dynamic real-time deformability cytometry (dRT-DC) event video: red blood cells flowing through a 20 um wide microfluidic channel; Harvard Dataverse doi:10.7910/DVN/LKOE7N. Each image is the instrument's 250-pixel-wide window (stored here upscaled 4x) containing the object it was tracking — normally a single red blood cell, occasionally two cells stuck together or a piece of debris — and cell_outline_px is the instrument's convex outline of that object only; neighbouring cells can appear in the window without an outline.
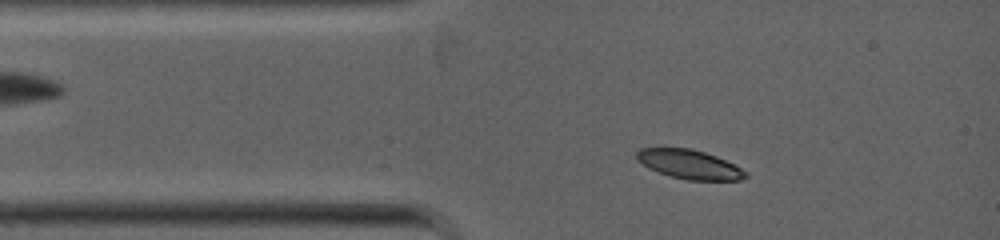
{"species": "common noctule bat (a hibernating species)", "species_latin": "Nyctalus noctula", "temperature_condition": "warm", "stored_images_in_passage": 33, "camera_frame_rate_fps": 5000, "um_per_image_px": 0.085, "animal": {"sex": "female", "body_mass_g": 19.0, "forearm_length_mm": 53.3}, "frame": {"image": 1, "passage_image": 3, "time_ms": 0.8, "image_size_px": [1000, 240], "cell_outline_px": [[748, 176], [740, 180], [688, 180], [672, 176], [648, 168], [636, 160], [636, 152], [640, 148], [692, 148], [716, 156], [748, 172]], "centroid_in_image_um": [58.58, 13.96], "position_along_channel_um": 26.4, "area_um2": 18.32}}
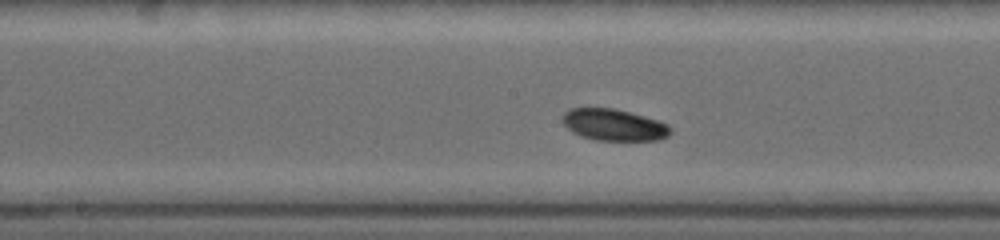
{"frame": {"image": 2, "passage_image": 12, "time_ms": 4.6, "image_size_px": [1000, 240], "cell_outline_px": [[672, 132], [668, 136], [660, 140], [596, 140], [580, 136], [572, 132], [560, 120], [564, 112], [568, 108], [616, 108], [660, 120], [668, 124], [672, 128]], "centroid_in_image_um": [52.19, 10.6], "position_along_channel_um": 196.0, "area_um2": 20.29}}
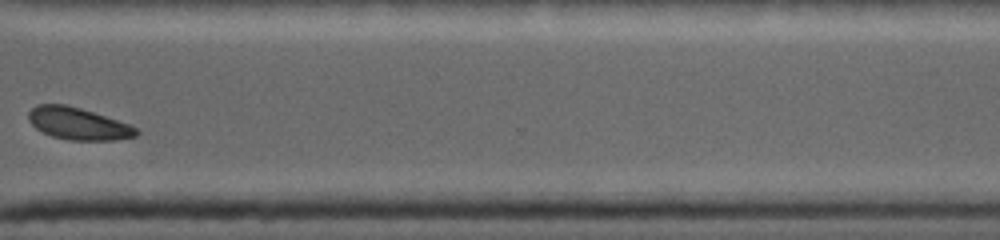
{"frame": {"image": 3, "passage_image": 25, "time_ms": 8.0, "image_size_px": [1000, 240], "cell_outline_px": [[140, 132], [136, 136], [116, 140], [68, 140], [52, 136], [36, 128], [28, 120], [28, 112], [36, 104], [64, 104], [80, 108], [128, 124], [136, 128]], "centroid_in_image_um": [6.62, 10.51], "position_along_channel_um": 364.0, "area_um2": 19.94}}